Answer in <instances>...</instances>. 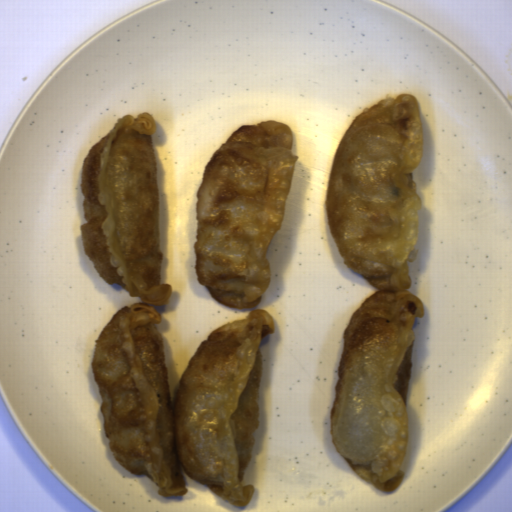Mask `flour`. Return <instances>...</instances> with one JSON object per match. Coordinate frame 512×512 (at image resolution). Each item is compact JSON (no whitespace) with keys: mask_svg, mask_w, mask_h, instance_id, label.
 I'll use <instances>...</instances> for the list:
<instances>
[{"mask_svg":"<svg viewBox=\"0 0 512 512\" xmlns=\"http://www.w3.org/2000/svg\"><path fill=\"white\" fill-rule=\"evenodd\" d=\"M156 132L151 113H128L90 148L81 169L83 249L108 285L118 283L140 299L114 313L92 351L104 435L119 465L147 475L158 494H187L183 469L245 507L255 490L242 482L260 423V345L275 323L257 308L211 332L183 371L171 409L163 333L156 327L162 317L154 307L168 305L173 291L161 283Z\"/></svg>","mask_w":512,"mask_h":512,"instance_id":"c2a2500e","label":"flour"},{"mask_svg":"<svg viewBox=\"0 0 512 512\" xmlns=\"http://www.w3.org/2000/svg\"><path fill=\"white\" fill-rule=\"evenodd\" d=\"M293 147L287 123L242 125L204 168L196 192L195 271L227 307H256L271 283L267 254L295 175Z\"/></svg>","mask_w":512,"mask_h":512,"instance_id":"66d56a37","label":"flour"},{"mask_svg":"<svg viewBox=\"0 0 512 512\" xmlns=\"http://www.w3.org/2000/svg\"><path fill=\"white\" fill-rule=\"evenodd\" d=\"M423 149L418 97H386L352 119L326 187L328 227L343 263L378 290L343 331L330 433L353 471L388 493L405 480L413 329L425 317L408 290L423 208L413 172Z\"/></svg>","mask_w":512,"mask_h":512,"instance_id":"a7fe0414","label":"flour"}]
</instances>
